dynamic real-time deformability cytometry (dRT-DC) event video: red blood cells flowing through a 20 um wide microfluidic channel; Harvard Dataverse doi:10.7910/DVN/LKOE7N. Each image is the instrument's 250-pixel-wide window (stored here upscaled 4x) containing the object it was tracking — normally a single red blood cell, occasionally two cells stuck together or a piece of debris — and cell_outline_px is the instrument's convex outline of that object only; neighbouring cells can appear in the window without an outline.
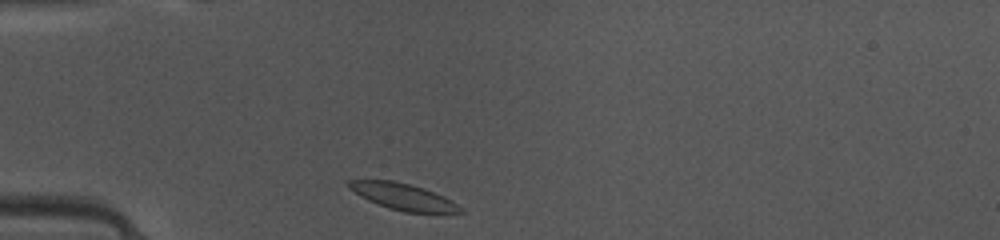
{"species": "common noctule bat (a hibernating species)", "species_latin": "Nyctalus noctula", "temperature_condition": "warm", "stored_images_in_passage": 36, "camera_frame_rate_fps": 3000, "um_per_image_px": 0.085, "animal": {"sex": "female", "body_mass_g": 10.0, "forearm_length_mm": 53.1}, "frame": {"image": 1, "passage_image": 1, "time_ms": 0.0, "image_size_px": [1000, 240], "cell_outline_px": [[464, 212], [404, 212], [388, 208], [368, 200], [360, 196], [348, 188], [344, 184], [348, 180], [392, 180], [424, 188], [444, 196], [456, 204]], "centroid_in_image_um": [34.18, 16.69], "position_along_channel_um": 50.8, "area_um2": 16.99}}
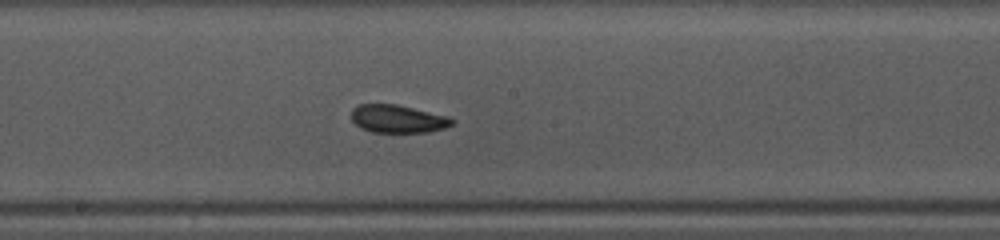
{"frame": {"image": 2, "passage_image": 14, "time_ms": 4.333, "image_size_px": [1000, 240], "cell_outline_px": [[456, 120], [452, 124], [444, 128], [428, 132], [372, 132], [360, 128], [352, 120], [352, 108], [360, 104], [396, 104], [448, 116]], "centroid_in_image_um": [33.81, 10.1], "position_along_channel_um": 214.4, "area_um2": 16.36}}
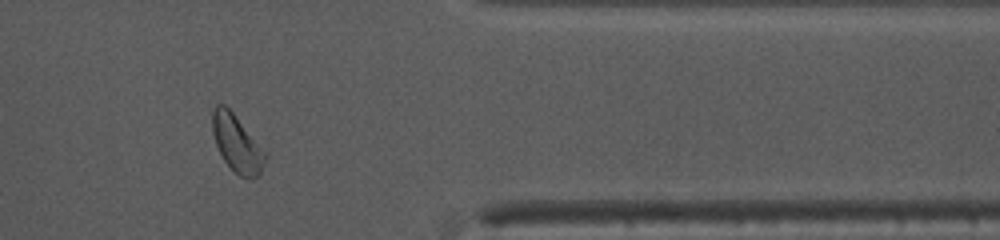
{"frame": {"image": 3, "passage_image": 28, "time_ms": 9.0, "image_size_px": [1000, 240], "cell_outline_px": [[268, 156], [260, 172], [252, 180], [248, 180], [240, 176], [224, 160], [216, 144], [212, 132], [212, 108], [216, 104], [224, 104], [232, 112], [268, 152]], "centroid_in_image_um": [20.16, 12.2], "position_along_channel_um": 391.2, "area_um2": 17.69}, "authors_computed_cell_mechanics": {"area_um2": 17.051, "velocity_mm_per_s": 4.0869, "shape_relaxation_time_tau1_ms": 9.4987, "shape_relaxation_time_tau2_ms": 3.5426, "deformation_change_tau1": 0.1691, "deformation_change_tau2": 0.0735}}